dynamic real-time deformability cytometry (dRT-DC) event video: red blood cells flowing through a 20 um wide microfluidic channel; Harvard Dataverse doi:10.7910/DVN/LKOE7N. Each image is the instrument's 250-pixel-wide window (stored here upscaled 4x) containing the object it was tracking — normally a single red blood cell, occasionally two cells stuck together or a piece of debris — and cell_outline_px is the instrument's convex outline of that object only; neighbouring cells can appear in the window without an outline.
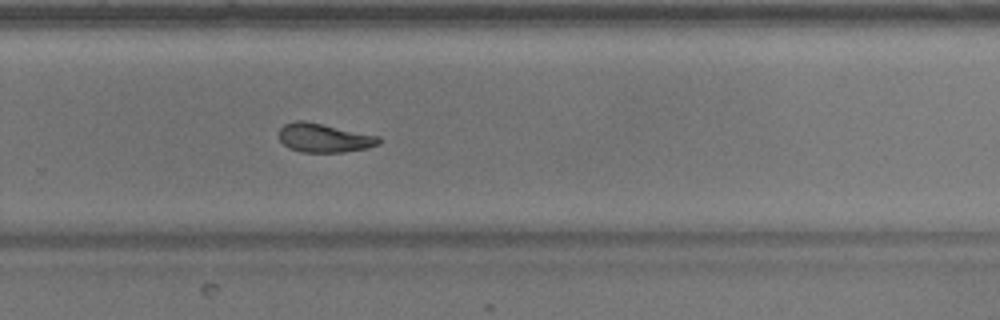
{"species": "common noctule bat (a hibernating species)", "species_latin": "Nyctalus noctula", "temperature_condition": "warm", "stored_images_in_passage": 41, "camera_frame_rate_fps": 3000, "um_per_image_px": 0.085, "animal": {"sex": "male", "body_mass_g": 17.9}, "frame": {"image": 1, "passage_image": 24, "time_ms": 7.667, "image_size_px": [1000, 320], "cell_outline_px": [[380, 144], [368, 148], [344, 152], [300, 152], [288, 148], [280, 140], [280, 128], [284, 124], [296, 120], [304, 120], [380, 136]], "centroid_in_image_um": [27.56, 11.72], "position_along_channel_um": 302.2, "area_um2": 16.88}}